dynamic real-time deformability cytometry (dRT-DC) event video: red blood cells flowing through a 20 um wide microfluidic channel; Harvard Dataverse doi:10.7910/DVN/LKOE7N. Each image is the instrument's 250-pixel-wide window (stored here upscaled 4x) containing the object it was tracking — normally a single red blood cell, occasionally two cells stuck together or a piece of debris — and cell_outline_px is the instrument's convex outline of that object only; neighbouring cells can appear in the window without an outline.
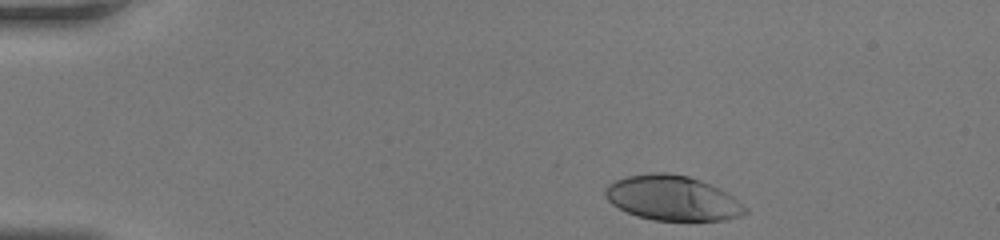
{"species": "human", "species_latin": "Homo sapiens", "temperature_condition": "room temperature", "stored_images_in_passage": 32, "camera_frame_rate_fps": 3000, "um_per_image_px": 0.085, "donor": {"sex": "female"}, "frame": {"image": 1, "passage_image": 1, "time_ms": 0.0, "image_size_px": [1000, 240], "cell_outline_px": [[748, 212], [740, 216], [724, 220], [652, 220], [636, 216], [612, 204], [604, 196], [604, 188], [608, 184], [616, 180], [628, 176], [652, 172], [668, 172], [688, 176], [700, 180], [720, 188], [732, 196], [748, 208]], "centroid_in_image_um": [57.15, 16.83], "position_along_channel_um": 27.8, "area_um2": 36.65}}
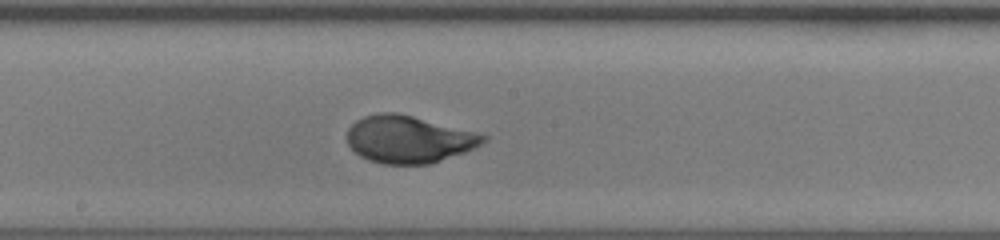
{"frame": {"image": 2, "passage_image": 19, "time_ms": 6.0, "image_size_px": [1000, 240], "cell_outline_px": [[488, 140], [464, 152], [432, 164], [380, 164], [368, 160], [360, 156], [348, 144], [348, 128], [356, 120], [364, 116], [380, 112], [396, 112], [476, 132], [488, 136]], "centroid_in_image_um": [34.72, 11.84], "position_along_channel_um": 213.5, "area_um2": 37.4}}
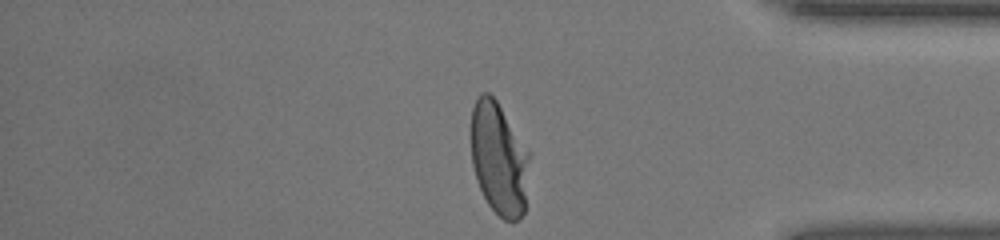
{"frame": {"image": 3, "passage_image": 32, "time_ms": 10.333, "image_size_px": [1000, 240], "cell_outline_px": [[528, 160], [524, 212], [516, 220], [504, 220], [488, 204], [476, 180], [472, 164], [472, 108], [476, 96], [480, 92], [488, 92], [496, 100], [528, 152]], "centroid_in_image_um": [42.37, 13.47], "position_along_channel_um": 392.8, "area_um2": 37.4}}